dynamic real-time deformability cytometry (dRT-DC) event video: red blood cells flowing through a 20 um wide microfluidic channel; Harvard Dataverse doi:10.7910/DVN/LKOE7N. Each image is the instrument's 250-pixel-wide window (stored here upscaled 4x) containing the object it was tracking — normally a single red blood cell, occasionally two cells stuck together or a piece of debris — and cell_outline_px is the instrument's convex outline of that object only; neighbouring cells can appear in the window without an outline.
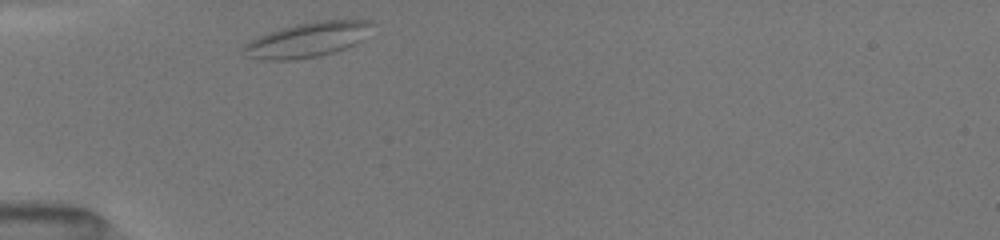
{"species": "common noctule bat (a hibernating species)", "species_latin": "Nyctalus noctula", "temperature_condition": "room temperature", "stored_images_in_passage": 26, "camera_frame_rate_fps": 3000, "um_per_image_px": 0.085, "animal": {"sex": "female", "body_mass_g": 19.5, "forearm_length_mm": 54.1}, "frame": {"image": 1, "passage_image": 1, "time_ms": 0.0, "image_size_px": [1000, 240], "cell_outline_px": [[368, 24], [360, 40], [344, 48], [332, 52], [316, 56], [292, 60], [260, 60], [248, 56], [240, 52], [240, 48], [248, 40], [268, 32], [296, 24], [316, 20], [364, 20]], "centroid_in_image_um": [25.92, 3.4], "position_along_channel_um": 59.1, "area_um2": 25.43}}
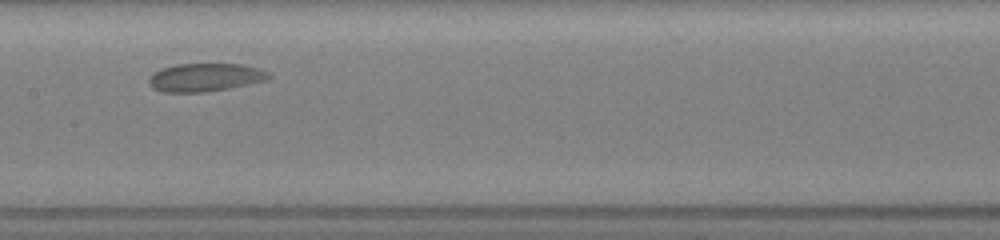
{"frame": {"image": 2, "passage_image": 15, "time_ms": 3.667, "image_size_px": [1000, 240], "cell_outline_px": [[272, 76], [264, 80], [228, 88], [204, 92], [164, 92], [152, 88], [148, 84], [148, 76], [152, 72], [160, 68], [176, 64], [244, 64], [260, 68], [268, 72]], "centroid_in_image_um": [17.37, 6.56], "position_along_channel_um": 190.0, "area_um2": 19.77}}
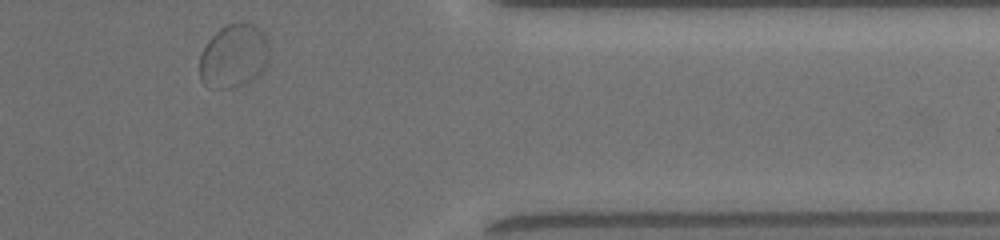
{"frame": {"image": 3, "passage_image": 26, "time_ms": 9.333, "image_size_px": [1000, 240], "cell_outline_px": [[268, 64], [252, 80], [244, 84], [228, 88], [220, 88], [204, 84], [200, 80], [200, 56], [208, 40], [220, 28], [228, 24], [244, 20], [260, 28], [264, 32], [268, 44]], "centroid_in_image_um": [19.88, 4.72], "position_along_channel_um": 391.5, "area_um2": 25.89}}